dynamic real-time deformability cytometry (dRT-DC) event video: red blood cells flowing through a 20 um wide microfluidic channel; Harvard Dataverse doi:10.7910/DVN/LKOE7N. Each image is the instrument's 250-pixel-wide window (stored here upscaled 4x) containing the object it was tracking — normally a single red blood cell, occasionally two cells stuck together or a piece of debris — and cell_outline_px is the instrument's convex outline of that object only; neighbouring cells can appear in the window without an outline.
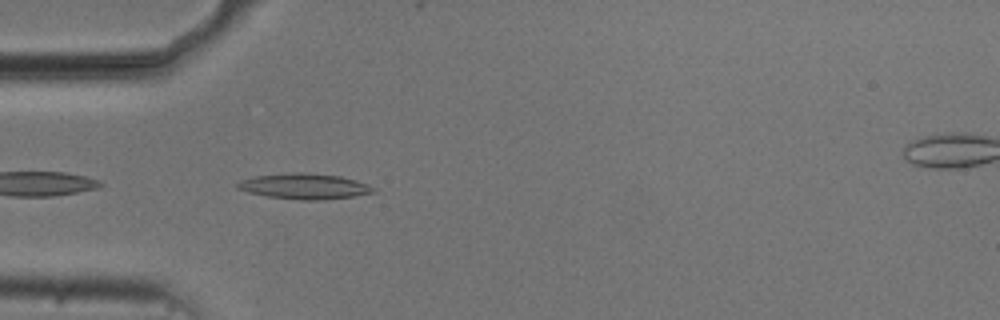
{"species": "common noctule bat (a hibernating species)", "species_latin": "Nyctalus noctula", "temperature_condition": "cold", "stored_images_in_passage": 34, "camera_frame_rate_fps": 3000, "um_per_image_px": 0.085, "animal": {"sex": "male", "body_mass_g": 20.5, "forearm_length_mm": 52.5}, "frame": {"image": 1, "passage_image": 2, "time_ms": 0.333, "image_size_px": [1000, 320], "cell_outline_px": [[376, 192], [352, 196], [324, 200], [300, 200], [268, 196], [248, 192], [236, 188], [236, 184], [244, 180], [256, 176], [292, 172], [304, 172], [340, 176], [356, 180], [368, 184], [376, 188]], "centroid_in_image_um": [25.92, 15.83], "position_along_channel_um": 59.1, "area_um2": 20.17}}
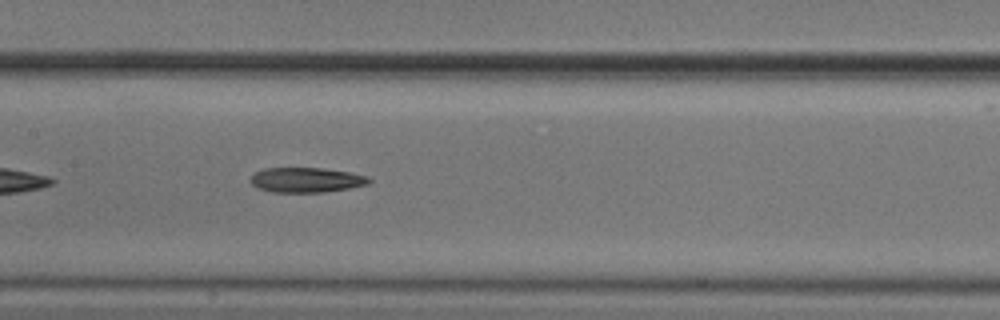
{"frame": {"image": 2, "passage_image": 12, "time_ms": 3.667, "image_size_px": [1000, 320], "cell_outline_px": [[372, 180], [368, 184], [348, 188], [324, 192], [272, 192], [256, 188], [248, 180], [256, 172], [264, 168], [320, 168], [348, 172], [368, 176]], "centroid_in_image_um": [26.0, 15.3], "position_along_channel_um": 181.4, "area_um2": 17.17}}
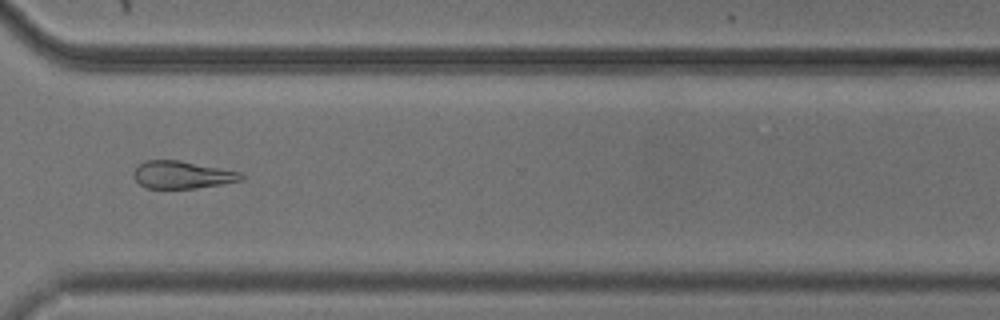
{"frame": {"image": 3, "passage_image": 26, "time_ms": 8.333, "image_size_px": [1000, 320], "cell_outline_px": [[244, 180], [196, 188], [144, 188], [136, 180], [132, 172], [144, 160], [180, 160], [240, 172], [244, 176]], "centroid_in_image_um": [15.47, 14.85], "position_along_channel_um": 355.1, "area_um2": 17.17}, "authors_computed_cell_mechanics": {"area_um2": 17.8602, "velocity_mm_per_s": 3.737, "shape_relaxation_time_tau1_ms": 2.5041, "shape_relaxation_time_tau2_ms": null, "deformation_change_tau1": 0.1426, "deformation_change_tau2": null}}